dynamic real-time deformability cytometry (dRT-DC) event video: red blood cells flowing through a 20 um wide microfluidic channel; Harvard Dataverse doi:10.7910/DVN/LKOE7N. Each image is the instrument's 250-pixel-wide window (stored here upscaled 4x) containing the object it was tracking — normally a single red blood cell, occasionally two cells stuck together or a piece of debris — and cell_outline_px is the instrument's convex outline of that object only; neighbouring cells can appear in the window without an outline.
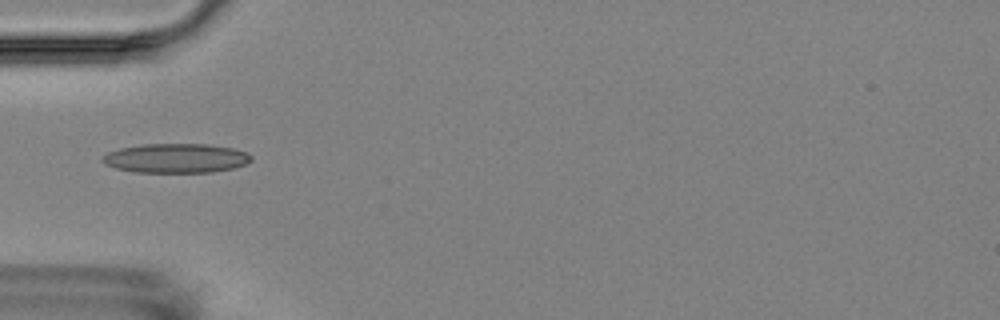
{"species": "Egyptian fruit bat (a non-hibernating species)", "species_latin": "Rousettus aegyptiacus", "temperature_condition": "room temperature", "stored_images_in_passage": 6, "camera_frame_rate_fps": 3000, "um_per_image_px": 0.085, "animal": {"sex": "female"}, "frame": {"image": 1, "passage_image": 4, "time_ms": 4.333, "image_size_px": [1000, 320], "cell_outline_px": [[252, 160], [244, 164], [232, 168], [212, 172], [132, 172], [116, 168], [104, 164], [100, 160], [100, 156], [108, 152], [120, 148], [144, 144], [208, 144], [232, 148], [248, 152], [252, 156]], "centroid_in_image_um": [14.92, 13.44], "position_along_channel_um": 70.1, "area_um2": 25.55}}
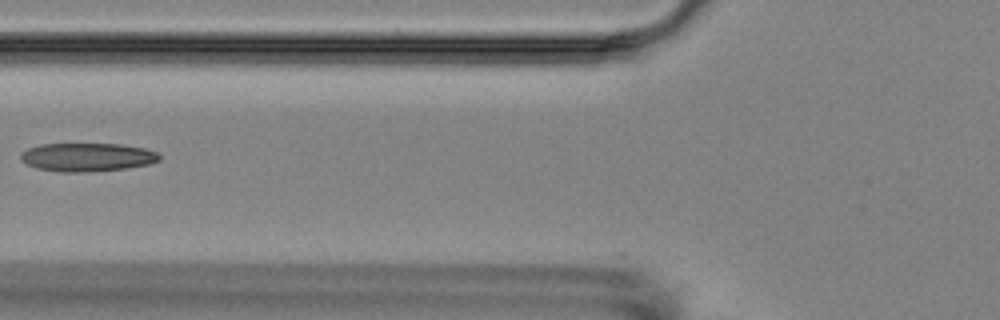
{"frame": {"image": 2, "passage_image": 5, "time_ms": 5.667, "image_size_px": [1000, 320], "cell_outline_px": [[160, 160], [148, 164], [124, 168], [80, 172], [60, 172], [36, 168], [20, 160], [20, 152], [28, 148], [40, 144], [120, 144], [144, 148], [156, 152], [160, 156]], "centroid_in_image_um": [7.36, 13.35], "position_along_channel_um": 118.4, "area_um2": 22.83}}